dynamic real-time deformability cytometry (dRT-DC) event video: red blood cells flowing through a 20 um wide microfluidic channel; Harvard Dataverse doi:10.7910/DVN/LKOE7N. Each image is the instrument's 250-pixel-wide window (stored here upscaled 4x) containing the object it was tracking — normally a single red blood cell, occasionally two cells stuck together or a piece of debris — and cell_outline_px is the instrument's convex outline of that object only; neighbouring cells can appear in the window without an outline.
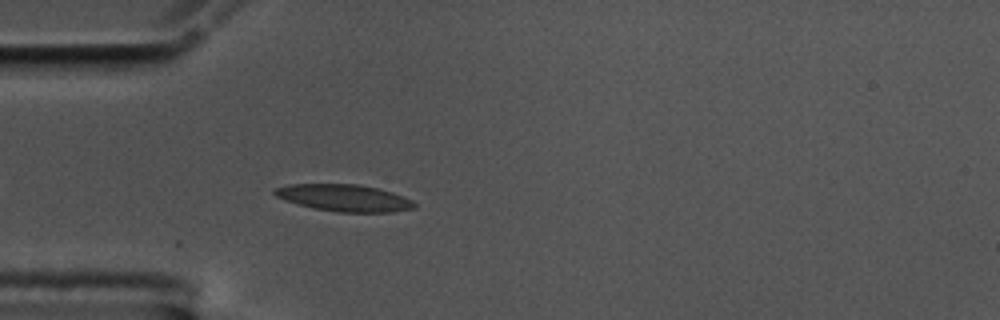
{"species": "common noctule bat (a hibernating species)", "species_latin": "Nyctalus noctula", "temperature_condition": "cold", "stored_images_in_passage": 17, "camera_frame_rate_fps": 3000, "um_per_image_px": 0.085, "animal": {"sex": "male", "body_mass_g": 17.5, "forearm_length_mm": 52.3}, "frame": {"image": 1, "passage_image": 5, "time_ms": 1.333, "image_size_px": [1000, 320], "cell_outline_px": [[416, 208], [392, 212], [336, 212], [316, 208], [300, 204], [276, 196], [272, 192], [276, 188], [288, 184], [360, 184], [392, 192], [404, 196], [412, 200], [416, 204]], "centroid_in_image_um": [29.31, 16.81], "position_along_channel_um": 55.7, "area_um2": 21.73}}
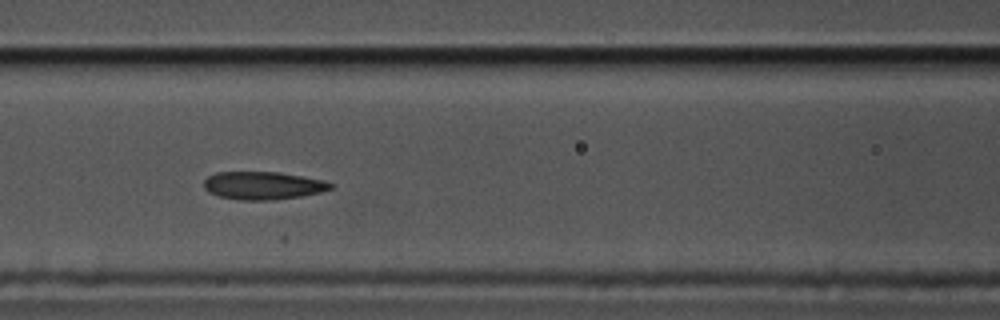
{"frame": {"image": 2, "passage_image": 13, "time_ms": 4.0, "image_size_px": [1000, 320], "cell_outline_px": [[332, 188], [320, 192], [300, 196], [272, 200], [240, 200], [220, 196], [208, 192], [204, 188], [204, 180], [208, 176], [216, 172], [280, 172], [324, 180], [332, 184]], "centroid_in_image_um": [22.33, 15.76], "position_along_channel_um": 144.3, "area_um2": 20.52}}